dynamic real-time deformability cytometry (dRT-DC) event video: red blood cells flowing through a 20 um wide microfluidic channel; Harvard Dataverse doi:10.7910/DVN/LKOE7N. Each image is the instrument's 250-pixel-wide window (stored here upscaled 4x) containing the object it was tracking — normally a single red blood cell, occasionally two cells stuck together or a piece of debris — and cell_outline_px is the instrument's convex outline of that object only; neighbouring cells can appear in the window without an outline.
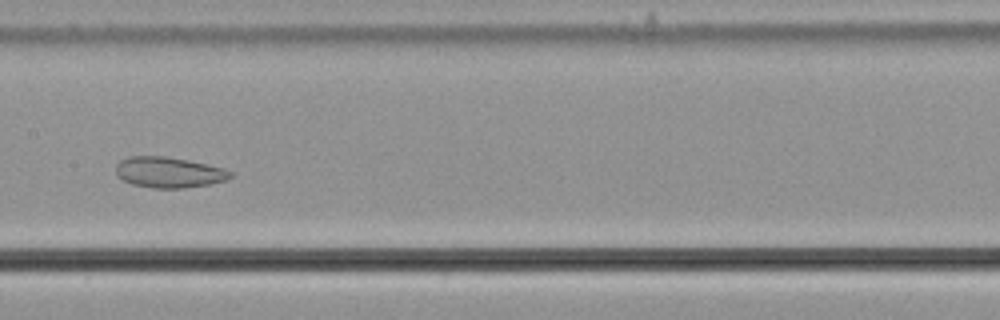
{"species": "common noctule bat (a hibernating species)", "species_latin": "Nyctalus noctula", "temperature_condition": "cold", "stored_images_in_passage": 40, "segment_of_instrument_passage": [1, 2], "camera_frame_rate_fps": 3000, "um_per_image_px": 0.085, "animal": {"sex": "male", "body_mass_g": 21.5, "forearm_length_mm": 52.0}, "frame": {"image": 1, "passage_image": 11, "time_ms": 3.333, "image_size_px": [1000, 320], "cell_outline_px": [[232, 176], [228, 180], [212, 184], [184, 188], [152, 188], [132, 184], [116, 176], [116, 164], [120, 160], [128, 156], [164, 156], [188, 160], [224, 168], [232, 172]], "centroid_in_image_um": [14.36, 14.65], "position_along_channel_um": 193.0, "area_um2": 20.69}}
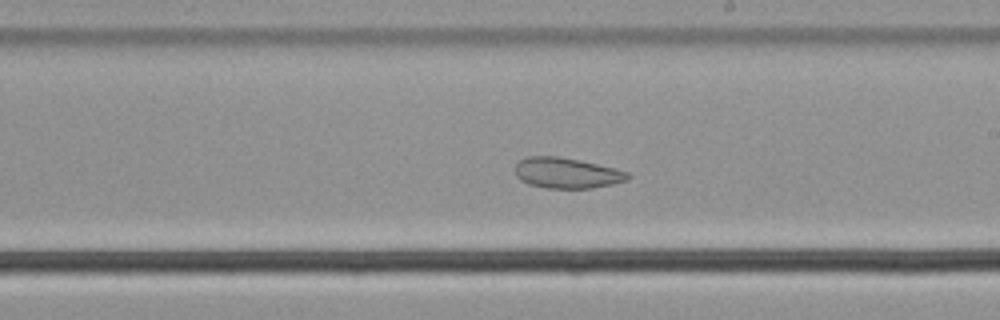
{"frame": {"image": 2, "passage_image": 15, "time_ms": 4.667, "image_size_px": [1000, 320], "cell_outline_px": [[632, 176], [628, 180], [612, 184], [592, 188], [544, 188], [528, 184], [520, 180], [516, 176], [516, 164], [520, 160], [528, 156], [556, 156], [580, 160], [628, 172]], "centroid_in_image_um": [48.16, 14.71], "position_along_channel_um": 240.8, "area_um2": 20.06}}
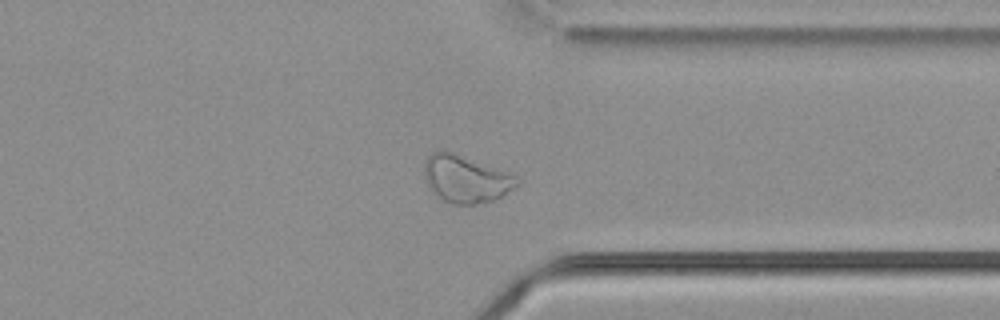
{"frame": {"image": 3, "passage_image": 26, "time_ms": 8.333, "image_size_px": [1000, 320], "cell_outline_px": [[520, 184], [500, 196], [492, 200], [476, 204], [452, 204], [440, 200], [432, 192], [428, 184], [424, 172], [424, 160], [432, 152], [440, 148], [452, 152], [508, 172], [516, 176], [520, 180]], "centroid_in_image_um": [39.56, 15.2], "position_along_channel_um": 371.8, "area_um2": 25.61}}